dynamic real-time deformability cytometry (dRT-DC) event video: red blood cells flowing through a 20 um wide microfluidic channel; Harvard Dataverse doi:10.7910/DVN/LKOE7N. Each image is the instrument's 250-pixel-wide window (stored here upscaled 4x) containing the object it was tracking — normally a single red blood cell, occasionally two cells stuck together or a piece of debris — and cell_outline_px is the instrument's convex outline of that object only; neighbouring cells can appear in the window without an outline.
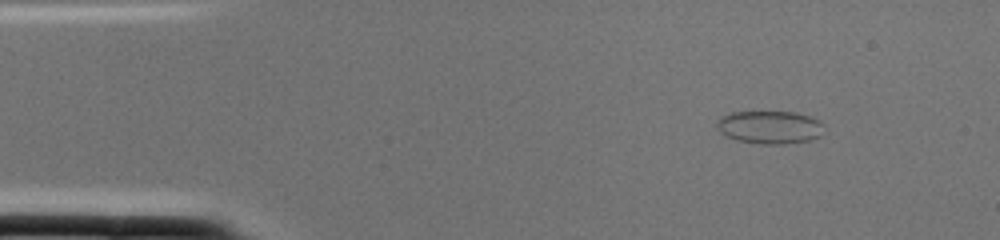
{"species": "common noctule bat (a hibernating species)", "species_latin": "Nyctalus noctula", "temperature_condition": "cold", "stored_images_in_passage": 2, "camera_frame_rate_fps": 3000, "um_per_image_px": 0.085, "animal": {"sex": "female", "body_mass_g": 22.0, "forearm_length_mm": 56.7}, "frame": {"image": 1, "passage_image": 1, "time_ms": 0.0, "image_size_px": [1000, 240], "cell_outline_px": [[824, 124], [820, 136], [812, 140], [784, 144], [760, 144], [736, 140], [724, 136], [716, 128], [716, 120], [720, 116], [732, 112], [796, 112], [820, 120]], "centroid_in_image_um": [65.4, 10.82], "position_along_channel_um": 19.6, "area_um2": 20.92}}